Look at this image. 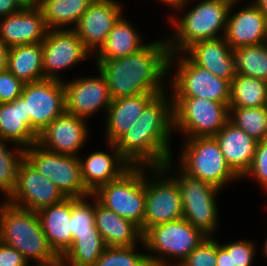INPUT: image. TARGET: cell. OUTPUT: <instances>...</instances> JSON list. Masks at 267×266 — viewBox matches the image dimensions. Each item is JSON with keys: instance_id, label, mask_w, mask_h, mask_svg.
<instances>
[{"instance_id": "6da1fadb", "label": "cell", "mask_w": 267, "mask_h": 266, "mask_svg": "<svg viewBox=\"0 0 267 266\" xmlns=\"http://www.w3.org/2000/svg\"><path fill=\"white\" fill-rule=\"evenodd\" d=\"M167 92L156 95L114 143L132 166L161 167L174 158L170 148L174 133L173 101Z\"/></svg>"}, {"instance_id": "7a4b0ae2", "label": "cell", "mask_w": 267, "mask_h": 266, "mask_svg": "<svg viewBox=\"0 0 267 266\" xmlns=\"http://www.w3.org/2000/svg\"><path fill=\"white\" fill-rule=\"evenodd\" d=\"M169 48L165 38L146 43L125 57L95 61L105 77L112 100L142 93L166 92L164 79L169 71ZM166 88V89H165Z\"/></svg>"}, {"instance_id": "3957f363", "label": "cell", "mask_w": 267, "mask_h": 266, "mask_svg": "<svg viewBox=\"0 0 267 266\" xmlns=\"http://www.w3.org/2000/svg\"><path fill=\"white\" fill-rule=\"evenodd\" d=\"M0 240L18 250L33 266H60V258L50 247L36 211L8 200L0 204Z\"/></svg>"}, {"instance_id": "277c9868", "label": "cell", "mask_w": 267, "mask_h": 266, "mask_svg": "<svg viewBox=\"0 0 267 266\" xmlns=\"http://www.w3.org/2000/svg\"><path fill=\"white\" fill-rule=\"evenodd\" d=\"M199 3V4H198ZM183 15H171V36L166 37L170 54L183 53L196 42L224 36L229 9V0H203ZM174 16V17H173ZM178 17V18H176Z\"/></svg>"}, {"instance_id": "5b68a950", "label": "cell", "mask_w": 267, "mask_h": 266, "mask_svg": "<svg viewBox=\"0 0 267 266\" xmlns=\"http://www.w3.org/2000/svg\"><path fill=\"white\" fill-rule=\"evenodd\" d=\"M206 238L200 229L181 218L149 228L143 234V249L148 252V260L178 266Z\"/></svg>"}, {"instance_id": "8992f818", "label": "cell", "mask_w": 267, "mask_h": 266, "mask_svg": "<svg viewBox=\"0 0 267 266\" xmlns=\"http://www.w3.org/2000/svg\"><path fill=\"white\" fill-rule=\"evenodd\" d=\"M179 165L184 173L223 190L225 185L241 179L228 165L214 136L184 138Z\"/></svg>"}, {"instance_id": "52a82bcc", "label": "cell", "mask_w": 267, "mask_h": 266, "mask_svg": "<svg viewBox=\"0 0 267 266\" xmlns=\"http://www.w3.org/2000/svg\"><path fill=\"white\" fill-rule=\"evenodd\" d=\"M147 166H132L120 178L101 185L92 195L106 209L138 225L144 234L146 207L145 170Z\"/></svg>"}, {"instance_id": "ba28073f", "label": "cell", "mask_w": 267, "mask_h": 266, "mask_svg": "<svg viewBox=\"0 0 267 266\" xmlns=\"http://www.w3.org/2000/svg\"><path fill=\"white\" fill-rule=\"evenodd\" d=\"M172 68L175 69L169 81L172 97H197L222 103L230 102L231 82L218 78L205 68L194 64L184 53L170 54L169 73Z\"/></svg>"}, {"instance_id": "9c48e42d", "label": "cell", "mask_w": 267, "mask_h": 266, "mask_svg": "<svg viewBox=\"0 0 267 266\" xmlns=\"http://www.w3.org/2000/svg\"><path fill=\"white\" fill-rule=\"evenodd\" d=\"M174 132L184 138L215 136L229 121V103L197 97H172Z\"/></svg>"}, {"instance_id": "30bf717a", "label": "cell", "mask_w": 267, "mask_h": 266, "mask_svg": "<svg viewBox=\"0 0 267 266\" xmlns=\"http://www.w3.org/2000/svg\"><path fill=\"white\" fill-rule=\"evenodd\" d=\"M172 161L173 158L161 167H150L153 180L145 173L144 233L158 224L183 218L180 189L168 173L174 167Z\"/></svg>"}, {"instance_id": "8fae6325", "label": "cell", "mask_w": 267, "mask_h": 266, "mask_svg": "<svg viewBox=\"0 0 267 266\" xmlns=\"http://www.w3.org/2000/svg\"><path fill=\"white\" fill-rule=\"evenodd\" d=\"M171 177L176 181L181 194L183 218L207 236H214L218 228V208L216 196L221 193L215 186L184 173Z\"/></svg>"}, {"instance_id": "7c38bea8", "label": "cell", "mask_w": 267, "mask_h": 266, "mask_svg": "<svg viewBox=\"0 0 267 266\" xmlns=\"http://www.w3.org/2000/svg\"><path fill=\"white\" fill-rule=\"evenodd\" d=\"M24 158L51 180L65 197L84 198L92 195L84 186L78 156L54 153L36 143L25 148Z\"/></svg>"}, {"instance_id": "4fadbf2b", "label": "cell", "mask_w": 267, "mask_h": 266, "mask_svg": "<svg viewBox=\"0 0 267 266\" xmlns=\"http://www.w3.org/2000/svg\"><path fill=\"white\" fill-rule=\"evenodd\" d=\"M20 97L26 102L29 127L37 135L65 112L63 81L44 79L27 83Z\"/></svg>"}, {"instance_id": "5bb4252c", "label": "cell", "mask_w": 267, "mask_h": 266, "mask_svg": "<svg viewBox=\"0 0 267 266\" xmlns=\"http://www.w3.org/2000/svg\"><path fill=\"white\" fill-rule=\"evenodd\" d=\"M44 79L64 81L59 71L76 66L91 52L73 29L48 30L42 41Z\"/></svg>"}, {"instance_id": "9a60e30c", "label": "cell", "mask_w": 267, "mask_h": 266, "mask_svg": "<svg viewBox=\"0 0 267 266\" xmlns=\"http://www.w3.org/2000/svg\"><path fill=\"white\" fill-rule=\"evenodd\" d=\"M66 198L57 186L38 172L25 158L17 171V182L12 194L6 199L11 204L38 211L59 203Z\"/></svg>"}, {"instance_id": "2e32d148", "label": "cell", "mask_w": 267, "mask_h": 266, "mask_svg": "<svg viewBox=\"0 0 267 266\" xmlns=\"http://www.w3.org/2000/svg\"><path fill=\"white\" fill-rule=\"evenodd\" d=\"M99 76H83L63 81L65 86V112L89 120L100 109L107 112L112 98L105 77L98 70ZM87 118V119H86Z\"/></svg>"}, {"instance_id": "e0dca14e", "label": "cell", "mask_w": 267, "mask_h": 266, "mask_svg": "<svg viewBox=\"0 0 267 266\" xmlns=\"http://www.w3.org/2000/svg\"><path fill=\"white\" fill-rule=\"evenodd\" d=\"M88 136L86 120L64 112L39 133L37 144L54 153L79 156Z\"/></svg>"}, {"instance_id": "ac0fdd59", "label": "cell", "mask_w": 267, "mask_h": 266, "mask_svg": "<svg viewBox=\"0 0 267 266\" xmlns=\"http://www.w3.org/2000/svg\"><path fill=\"white\" fill-rule=\"evenodd\" d=\"M123 14L121 2L117 0H94L73 30L84 46L95 54Z\"/></svg>"}, {"instance_id": "d6986e66", "label": "cell", "mask_w": 267, "mask_h": 266, "mask_svg": "<svg viewBox=\"0 0 267 266\" xmlns=\"http://www.w3.org/2000/svg\"><path fill=\"white\" fill-rule=\"evenodd\" d=\"M249 2L236 13L233 8L238 3H232L229 9L223 37L233 50L267 42V16L251 1Z\"/></svg>"}, {"instance_id": "ffe728a7", "label": "cell", "mask_w": 267, "mask_h": 266, "mask_svg": "<svg viewBox=\"0 0 267 266\" xmlns=\"http://www.w3.org/2000/svg\"><path fill=\"white\" fill-rule=\"evenodd\" d=\"M41 8H22L0 18V39L8 47L42 42L47 34Z\"/></svg>"}, {"instance_id": "44dd1931", "label": "cell", "mask_w": 267, "mask_h": 266, "mask_svg": "<svg viewBox=\"0 0 267 266\" xmlns=\"http://www.w3.org/2000/svg\"><path fill=\"white\" fill-rule=\"evenodd\" d=\"M107 147L111 153L96 151L84 159L78 156L84 186L91 194L101 185L120 178L132 167L115 144L107 143Z\"/></svg>"}, {"instance_id": "7402d4cb", "label": "cell", "mask_w": 267, "mask_h": 266, "mask_svg": "<svg viewBox=\"0 0 267 266\" xmlns=\"http://www.w3.org/2000/svg\"><path fill=\"white\" fill-rule=\"evenodd\" d=\"M183 53L218 78L231 82L237 74L233 49L224 37L196 42Z\"/></svg>"}, {"instance_id": "603a6c76", "label": "cell", "mask_w": 267, "mask_h": 266, "mask_svg": "<svg viewBox=\"0 0 267 266\" xmlns=\"http://www.w3.org/2000/svg\"><path fill=\"white\" fill-rule=\"evenodd\" d=\"M71 213L72 197L37 211L47 241L59 258L72 243Z\"/></svg>"}, {"instance_id": "cb8c5ba5", "label": "cell", "mask_w": 267, "mask_h": 266, "mask_svg": "<svg viewBox=\"0 0 267 266\" xmlns=\"http://www.w3.org/2000/svg\"><path fill=\"white\" fill-rule=\"evenodd\" d=\"M214 137L228 165L243 177L252 165L257 141L230 121Z\"/></svg>"}, {"instance_id": "d4e9b609", "label": "cell", "mask_w": 267, "mask_h": 266, "mask_svg": "<svg viewBox=\"0 0 267 266\" xmlns=\"http://www.w3.org/2000/svg\"><path fill=\"white\" fill-rule=\"evenodd\" d=\"M157 93H142L112 100L106 112L105 138L114 144L138 119L145 106Z\"/></svg>"}, {"instance_id": "484cf974", "label": "cell", "mask_w": 267, "mask_h": 266, "mask_svg": "<svg viewBox=\"0 0 267 266\" xmlns=\"http://www.w3.org/2000/svg\"><path fill=\"white\" fill-rule=\"evenodd\" d=\"M95 225L109 247H128L138 245V243L143 246V234L140 227L114 211L106 209L96 198Z\"/></svg>"}, {"instance_id": "4316f807", "label": "cell", "mask_w": 267, "mask_h": 266, "mask_svg": "<svg viewBox=\"0 0 267 266\" xmlns=\"http://www.w3.org/2000/svg\"><path fill=\"white\" fill-rule=\"evenodd\" d=\"M0 138L23 148L37 143L38 135L29 127L26 102L21 97L0 103Z\"/></svg>"}, {"instance_id": "83f0119b", "label": "cell", "mask_w": 267, "mask_h": 266, "mask_svg": "<svg viewBox=\"0 0 267 266\" xmlns=\"http://www.w3.org/2000/svg\"><path fill=\"white\" fill-rule=\"evenodd\" d=\"M141 37L131 21L122 15L109 32L104 44L95 53V60L106 61L137 52L146 45Z\"/></svg>"}, {"instance_id": "f1b7e54d", "label": "cell", "mask_w": 267, "mask_h": 266, "mask_svg": "<svg viewBox=\"0 0 267 266\" xmlns=\"http://www.w3.org/2000/svg\"><path fill=\"white\" fill-rule=\"evenodd\" d=\"M7 69L24 84L44 80L42 42L8 48Z\"/></svg>"}, {"instance_id": "f546056e", "label": "cell", "mask_w": 267, "mask_h": 266, "mask_svg": "<svg viewBox=\"0 0 267 266\" xmlns=\"http://www.w3.org/2000/svg\"><path fill=\"white\" fill-rule=\"evenodd\" d=\"M93 1L40 0L39 7L48 30L74 29Z\"/></svg>"}, {"instance_id": "4dcf8cb0", "label": "cell", "mask_w": 267, "mask_h": 266, "mask_svg": "<svg viewBox=\"0 0 267 266\" xmlns=\"http://www.w3.org/2000/svg\"><path fill=\"white\" fill-rule=\"evenodd\" d=\"M106 248L100 233L78 234L60 257V266H94Z\"/></svg>"}, {"instance_id": "1f68e13d", "label": "cell", "mask_w": 267, "mask_h": 266, "mask_svg": "<svg viewBox=\"0 0 267 266\" xmlns=\"http://www.w3.org/2000/svg\"><path fill=\"white\" fill-rule=\"evenodd\" d=\"M267 106V82L254 77L236 74L231 81L229 107Z\"/></svg>"}, {"instance_id": "d6a6232c", "label": "cell", "mask_w": 267, "mask_h": 266, "mask_svg": "<svg viewBox=\"0 0 267 266\" xmlns=\"http://www.w3.org/2000/svg\"><path fill=\"white\" fill-rule=\"evenodd\" d=\"M236 73L267 82V42L233 50Z\"/></svg>"}, {"instance_id": "836d02e7", "label": "cell", "mask_w": 267, "mask_h": 266, "mask_svg": "<svg viewBox=\"0 0 267 266\" xmlns=\"http://www.w3.org/2000/svg\"><path fill=\"white\" fill-rule=\"evenodd\" d=\"M229 121L257 142L267 139V106L229 107Z\"/></svg>"}, {"instance_id": "e575fe53", "label": "cell", "mask_w": 267, "mask_h": 266, "mask_svg": "<svg viewBox=\"0 0 267 266\" xmlns=\"http://www.w3.org/2000/svg\"><path fill=\"white\" fill-rule=\"evenodd\" d=\"M10 143L0 138V192L5 195L6 199L12 194L16 182L17 171L20 162L24 159L25 148L12 144V150L8 149Z\"/></svg>"}, {"instance_id": "d590c367", "label": "cell", "mask_w": 267, "mask_h": 266, "mask_svg": "<svg viewBox=\"0 0 267 266\" xmlns=\"http://www.w3.org/2000/svg\"><path fill=\"white\" fill-rule=\"evenodd\" d=\"M86 198L94 201L89 203ZM72 241L78 234L99 233L95 225V197L72 198L71 213Z\"/></svg>"}, {"instance_id": "8d00e7d4", "label": "cell", "mask_w": 267, "mask_h": 266, "mask_svg": "<svg viewBox=\"0 0 267 266\" xmlns=\"http://www.w3.org/2000/svg\"><path fill=\"white\" fill-rule=\"evenodd\" d=\"M137 245L128 247H109L104 250L94 266H141L147 259V254L139 253Z\"/></svg>"}, {"instance_id": "74e56055", "label": "cell", "mask_w": 267, "mask_h": 266, "mask_svg": "<svg viewBox=\"0 0 267 266\" xmlns=\"http://www.w3.org/2000/svg\"><path fill=\"white\" fill-rule=\"evenodd\" d=\"M178 266H216V239L201 242Z\"/></svg>"}, {"instance_id": "f35d334b", "label": "cell", "mask_w": 267, "mask_h": 266, "mask_svg": "<svg viewBox=\"0 0 267 266\" xmlns=\"http://www.w3.org/2000/svg\"><path fill=\"white\" fill-rule=\"evenodd\" d=\"M252 177L267 192V139L258 141L250 169L241 178Z\"/></svg>"}, {"instance_id": "ab89813d", "label": "cell", "mask_w": 267, "mask_h": 266, "mask_svg": "<svg viewBox=\"0 0 267 266\" xmlns=\"http://www.w3.org/2000/svg\"><path fill=\"white\" fill-rule=\"evenodd\" d=\"M254 243L242 239L221 245L231 254L232 266H252L256 255V245Z\"/></svg>"}, {"instance_id": "60d3db41", "label": "cell", "mask_w": 267, "mask_h": 266, "mask_svg": "<svg viewBox=\"0 0 267 266\" xmlns=\"http://www.w3.org/2000/svg\"><path fill=\"white\" fill-rule=\"evenodd\" d=\"M24 83L8 69L0 71V103L12 102L22 94Z\"/></svg>"}, {"instance_id": "b9f144b4", "label": "cell", "mask_w": 267, "mask_h": 266, "mask_svg": "<svg viewBox=\"0 0 267 266\" xmlns=\"http://www.w3.org/2000/svg\"><path fill=\"white\" fill-rule=\"evenodd\" d=\"M0 266H33L15 248L0 240Z\"/></svg>"}, {"instance_id": "7bdbcfd3", "label": "cell", "mask_w": 267, "mask_h": 266, "mask_svg": "<svg viewBox=\"0 0 267 266\" xmlns=\"http://www.w3.org/2000/svg\"><path fill=\"white\" fill-rule=\"evenodd\" d=\"M216 266H232L231 254L216 240Z\"/></svg>"}, {"instance_id": "ee69618b", "label": "cell", "mask_w": 267, "mask_h": 266, "mask_svg": "<svg viewBox=\"0 0 267 266\" xmlns=\"http://www.w3.org/2000/svg\"><path fill=\"white\" fill-rule=\"evenodd\" d=\"M21 9L15 0H0V18L14 14Z\"/></svg>"}, {"instance_id": "f6af8a7d", "label": "cell", "mask_w": 267, "mask_h": 266, "mask_svg": "<svg viewBox=\"0 0 267 266\" xmlns=\"http://www.w3.org/2000/svg\"><path fill=\"white\" fill-rule=\"evenodd\" d=\"M159 2H162L163 4L168 5V7L173 8L174 10H177L179 12L183 11L185 7L189 4L190 0H158Z\"/></svg>"}, {"instance_id": "bcb514c9", "label": "cell", "mask_w": 267, "mask_h": 266, "mask_svg": "<svg viewBox=\"0 0 267 266\" xmlns=\"http://www.w3.org/2000/svg\"><path fill=\"white\" fill-rule=\"evenodd\" d=\"M8 47L0 39V71L7 69Z\"/></svg>"}, {"instance_id": "7dc6e473", "label": "cell", "mask_w": 267, "mask_h": 266, "mask_svg": "<svg viewBox=\"0 0 267 266\" xmlns=\"http://www.w3.org/2000/svg\"><path fill=\"white\" fill-rule=\"evenodd\" d=\"M21 8H35L39 6L40 0H15Z\"/></svg>"}, {"instance_id": "c3c4849f", "label": "cell", "mask_w": 267, "mask_h": 266, "mask_svg": "<svg viewBox=\"0 0 267 266\" xmlns=\"http://www.w3.org/2000/svg\"><path fill=\"white\" fill-rule=\"evenodd\" d=\"M251 3L256 5L267 16V0H253Z\"/></svg>"}, {"instance_id": "681fc988", "label": "cell", "mask_w": 267, "mask_h": 266, "mask_svg": "<svg viewBox=\"0 0 267 266\" xmlns=\"http://www.w3.org/2000/svg\"><path fill=\"white\" fill-rule=\"evenodd\" d=\"M141 266H162L161 264L152 261V260H147L144 264H142Z\"/></svg>"}, {"instance_id": "f907efd6", "label": "cell", "mask_w": 267, "mask_h": 266, "mask_svg": "<svg viewBox=\"0 0 267 266\" xmlns=\"http://www.w3.org/2000/svg\"><path fill=\"white\" fill-rule=\"evenodd\" d=\"M262 253H263V255L266 257V259H267V237H266V240L264 241V243H263V246H262Z\"/></svg>"}, {"instance_id": "816d5d0a", "label": "cell", "mask_w": 267, "mask_h": 266, "mask_svg": "<svg viewBox=\"0 0 267 266\" xmlns=\"http://www.w3.org/2000/svg\"><path fill=\"white\" fill-rule=\"evenodd\" d=\"M231 3H239V0H229Z\"/></svg>"}]
</instances>
